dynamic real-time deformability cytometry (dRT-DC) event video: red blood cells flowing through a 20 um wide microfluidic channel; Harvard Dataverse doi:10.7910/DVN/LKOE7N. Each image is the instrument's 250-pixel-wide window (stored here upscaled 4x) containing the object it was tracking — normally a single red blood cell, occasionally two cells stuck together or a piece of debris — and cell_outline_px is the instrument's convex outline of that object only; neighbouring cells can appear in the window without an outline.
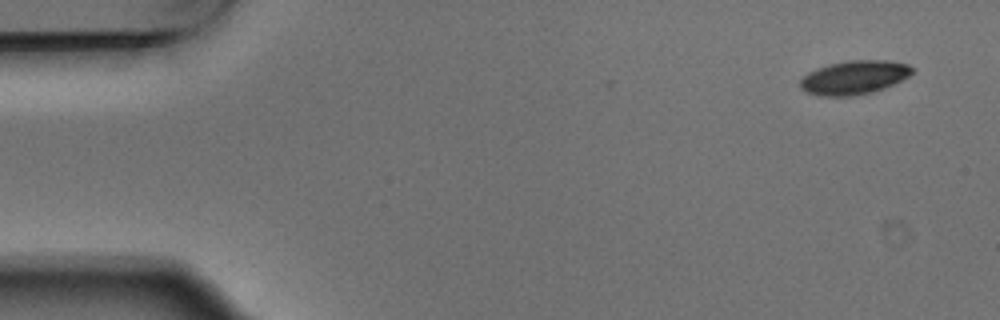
{"species": "Egyptian fruit bat (a non-hibernating species)", "species_latin": "Rousettus aegyptiacus", "temperature_condition": "warm", "stored_images_in_passage": 4, "camera_frame_rate_fps": 3000, "um_per_image_px": 0.085, "animal": {"sex": "male"}, "frame": {"image": 1, "passage_image": 1, "time_ms": 0.0, "image_size_px": [1000, 320], "cell_outline_px": [[916, 68], [908, 76], [884, 88], [872, 92], [852, 96], [820, 96], [804, 92], [800, 88], [800, 80], [808, 72], [816, 68], [828, 64], [848, 60], [884, 60], [908, 64]], "centroid_in_image_um": [72.57, 6.58], "position_along_channel_um": 12.4, "area_um2": 22.14}}
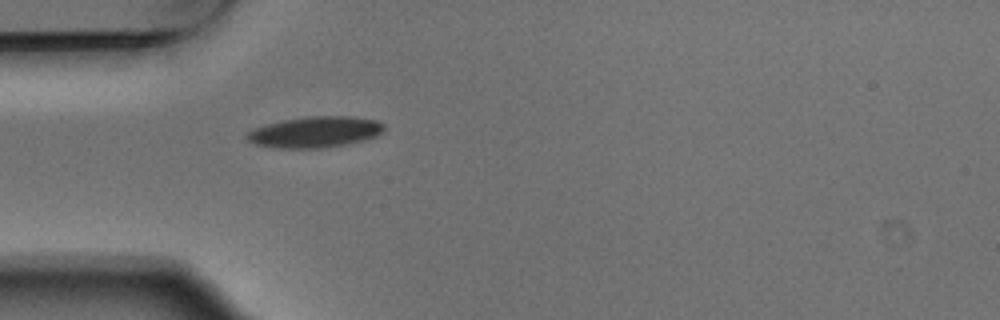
{"frame": {"image": 2, "passage_image": 4, "time_ms": 1.0, "image_size_px": [1000, 320], "cell_outline_px": [[384, 132], [376, 136], [364, 140], [348, 144], [324, 148], [276, 148], [256, 144], [248, 140], [248, 132], [256, 128], [268, 124], [284, 120], [304, 116], [352, 116], [376, 120], [384, 124]], "centroid_in_image_um": [26.85, 11.22], "position_along_channel_um": 58.2, "area_um2": 24.74}}